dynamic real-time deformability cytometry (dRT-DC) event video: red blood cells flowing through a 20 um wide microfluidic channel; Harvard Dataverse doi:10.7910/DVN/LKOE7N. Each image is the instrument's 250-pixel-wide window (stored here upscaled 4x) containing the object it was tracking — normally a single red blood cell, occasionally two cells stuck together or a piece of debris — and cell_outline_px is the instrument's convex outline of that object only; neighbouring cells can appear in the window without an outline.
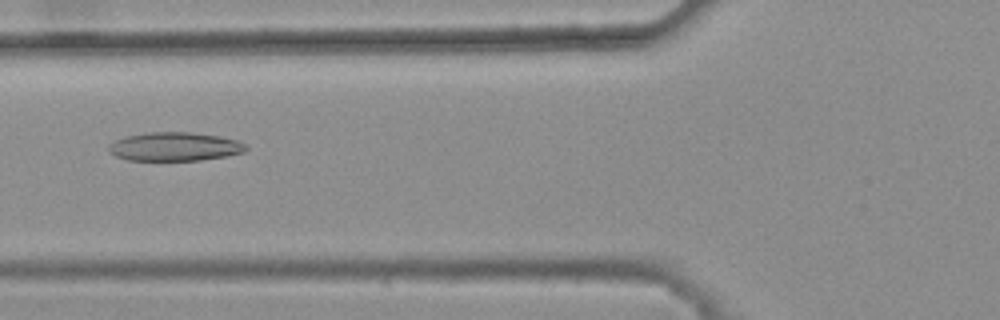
{"species": "common noctule bat (a hibernating species)", "species_latin": "Nyctalus noctula", "temperature_condition": "warm", "stored_images_in_passage": 45, "camera_frame_rate_fps": 3000, "um_per_image_px": 0.085, "animal": {"sex": "female", "body_mass_g": 25.1}, "frame": {"image": 1, "passage_image": 18, "time_ms": 5.667, "image_size_px": [1000, 320], "cell_outline_px": [[248, 148], [244, 152], [228, 156], [200, 160], [128, 160], [116, 156], [108, 152], [108, 144], [124, 136], [148, 132], [188, 132], [220, 136], [236, 140], [244, 144]], "centroid_in_image_um": [14.82, 12.46], "position_along_channel_um": 111.0, "area_um2": 23.0}}
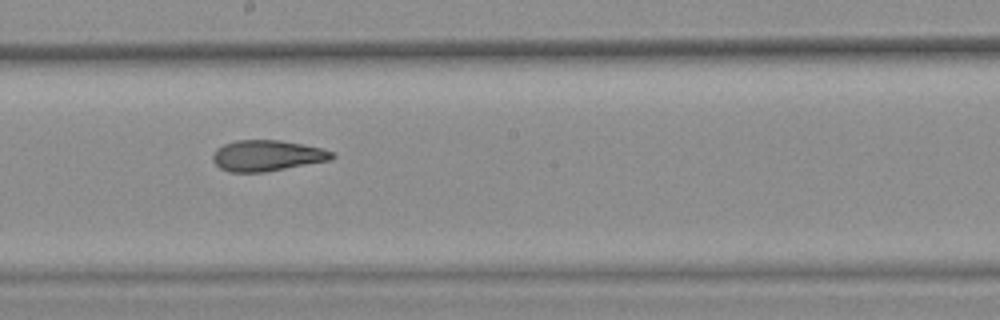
{"frame": {"image": 2, "passage_image": 27, "time_ms": 8.667, "image_size_px": [1000, 320], "cell_outline_px": [[336, 156], [332, 160], [264, 172], [228, 172], [220, 168], [212, 160], [212, 156], [216, 148], [224, 144], [236, 140], [280, 140], [320, 148], [336, 152]], "centroid_in_image_um": [22.7, 13.23], "position_along_channel_um": 225.5, "area_um2": 21.56}}
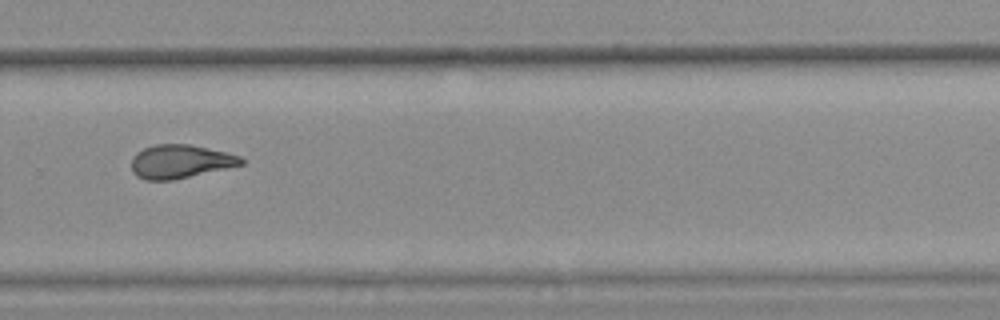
{"frame": {"image": 3, "passage_image": 34, "time_ms": 11.0, "image_size_px": [1000, 320], "cell_outline_px": [[244, 164], [228, 168], [172, 180], [144, 180], [136, 176], [132, 172], [132, 156], [136, 152], [152, 144], [188, 144], [228, 152], [240, 156], [244, 160]], "centroid_in_image_um": [15.31, 13.72], "position_along_channel_um": 314.5, "area_um2": 21.62}, "authors_computed_cell_mechanics": {"area_um2": 22.0796, "velocity_mm_per_s": 3.8227, "shape_relaxation_time_tau1_ms": null, "shape_relaxation_time_tau2_ms": 2.9667, "deformation_change_tau1": null, "deformation_change_tau2": 0.1137}}